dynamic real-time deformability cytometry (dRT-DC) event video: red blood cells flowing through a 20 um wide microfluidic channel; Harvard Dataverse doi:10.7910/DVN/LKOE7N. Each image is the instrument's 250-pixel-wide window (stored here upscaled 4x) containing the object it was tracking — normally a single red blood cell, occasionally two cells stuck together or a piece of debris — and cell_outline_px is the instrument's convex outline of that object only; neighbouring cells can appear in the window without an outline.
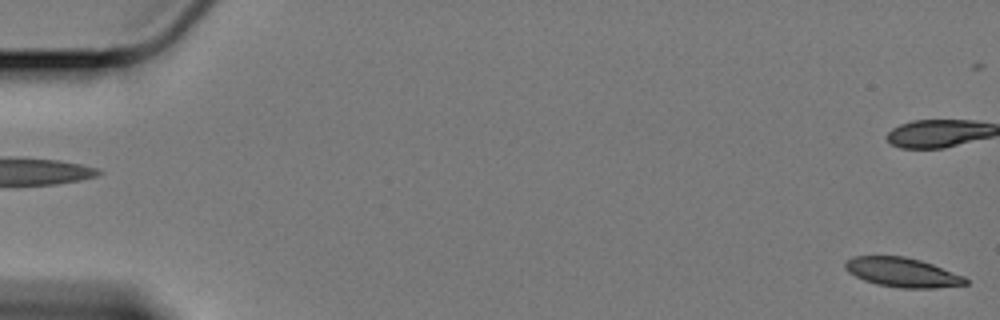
{"species": "Egyptian fruit bat (a non-hibernating species)", "species_latin": "Rousettus aegyptiacus", "temperature_condition": "cold", "stored_images_in_passage": 61, "camera_frame_rate_fps": 3000, "um_per_image_px": 0.085, "animal": {"sex": "female"}, "frame": {"image": 1, "passage_image": 1, "time_ms": 0.0, "image_size_px": [1000, 320], "cell_outline_px": [[968, 284], [932, 288], [900, 288], [876, 284], [864, 280], [856, 276], [844, 268], [844, 264], [852, 256], [904, 256], [920, 260], [932, 264], [964, 276], [968, 280]], "centroid_in_image_um": [76.7, 23.15], "position_along_channel_um": 8.3, "area_um2": 20.46}}